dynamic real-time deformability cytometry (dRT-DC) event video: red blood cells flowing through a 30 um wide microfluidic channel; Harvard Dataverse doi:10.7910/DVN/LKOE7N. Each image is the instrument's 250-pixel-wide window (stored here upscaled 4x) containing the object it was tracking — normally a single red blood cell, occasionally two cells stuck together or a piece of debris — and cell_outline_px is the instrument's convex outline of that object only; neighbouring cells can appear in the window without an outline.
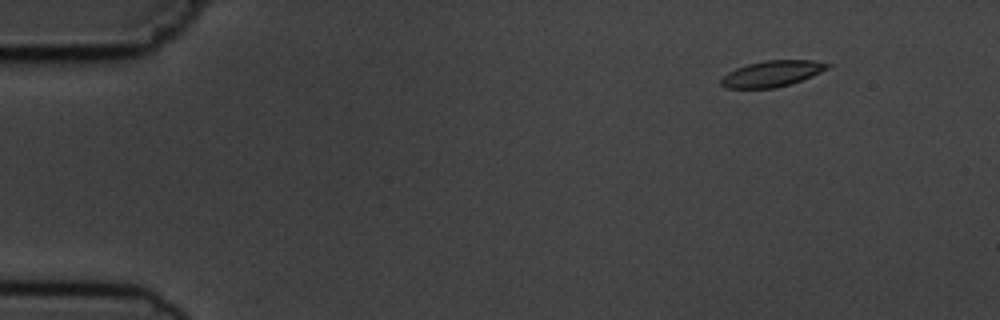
{"species": "common noctule bat (a hibernating species)", "species_latin": "Nyctalus noctula", "temperature_condition": "cold", "stored_images_in_passage": 5, "camera_frame_rate_fps": 3000, "um_per_image_px": 0.085, "animal": {"sex": "male", "body_mass_g": 19.5, "forearm_length_mm": 54.6}, "frame": {"image": 1, "passage_image": 1, "time_ms": 0.0, "image_size_px": [1000, 320], "cell_outline_px": [[832, 64], [828, 68], [812, 76], [792, 84], [776, 88], [724, 88], [720, 84], [720, 80], [728, 72], [736, 68], [748, 64], [764, 60], [812, 60]], "centroid_in_image_um": [65.62, 6.27], "position_along_channel_um": 19.4, "area_um2": 16.18}}
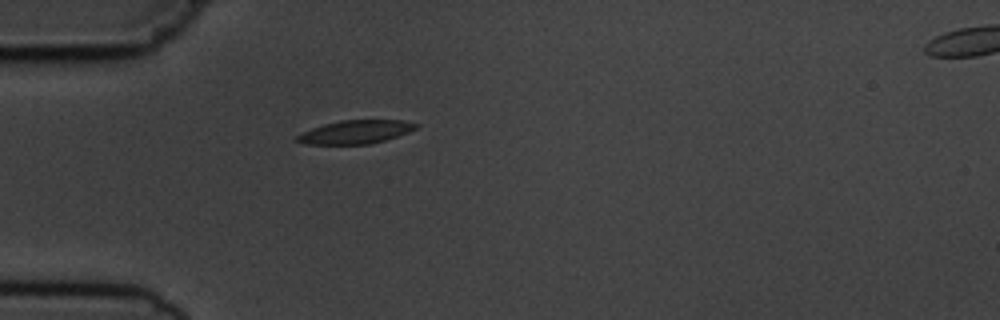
{"frame": {"image": 2, "passage_image": 4, "time_ms": 3.333, "image_size_px": [1000, 320], "cell_outline_px": [[420, 124], [416, 128], [408, 132], [384, 140], [368, 144], [304, 144], [292, 140], [296, 136], [312, 128], [324, 124], [340, 120], [404, 120]], "centroid_in_image_um": [30.19, 11.21], "position_along_channel_um": 54.8, "area_um2": 16.18}}